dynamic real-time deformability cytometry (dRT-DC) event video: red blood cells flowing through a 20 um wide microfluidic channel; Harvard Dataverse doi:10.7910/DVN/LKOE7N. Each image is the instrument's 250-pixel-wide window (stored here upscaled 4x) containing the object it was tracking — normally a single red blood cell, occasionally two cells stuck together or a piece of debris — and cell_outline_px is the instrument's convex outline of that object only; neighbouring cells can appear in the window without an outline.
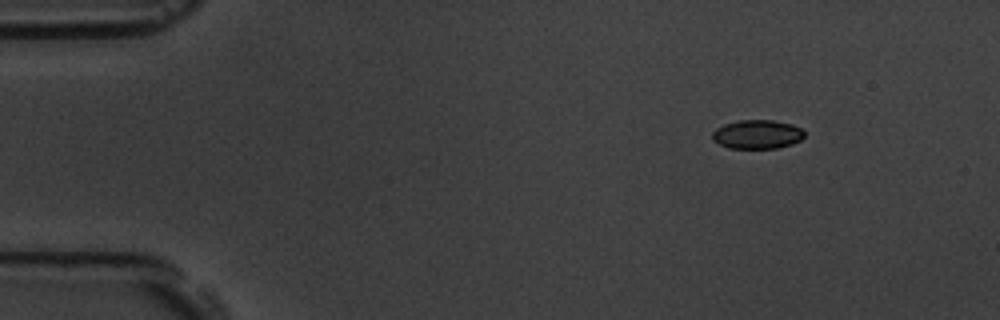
{"species": "common noctule bat (a hibernating species)", "species_latin": "Nyctalus noctula", "temperature_condition": "room temperature", "stored_images_in_passage": 6, "camera_frame_rate_fps": 3000, "um_per_image_px": 0.085, "animal": {"sex": "male", "body_mass_g": 19.5, "forearm_length_mm": 54.6}, "frame": {"image": 1, "passage_image": 1, "time_ms": 0.0, "image_size_px": [1000, 320], "cell_outline_px": [[804, 136], [800, 140], [792, 144], [776, 148], [728, 148], [712, 140], [712, 132], [716, 128], [724, 124], [740, 120], [772, 120], [792, 124], [800, 128], [804, 132]], "centroid_in_image_um": [64.35, 11.42], "position_along_channel_um": 20.7, "area_um2": 15.49}}
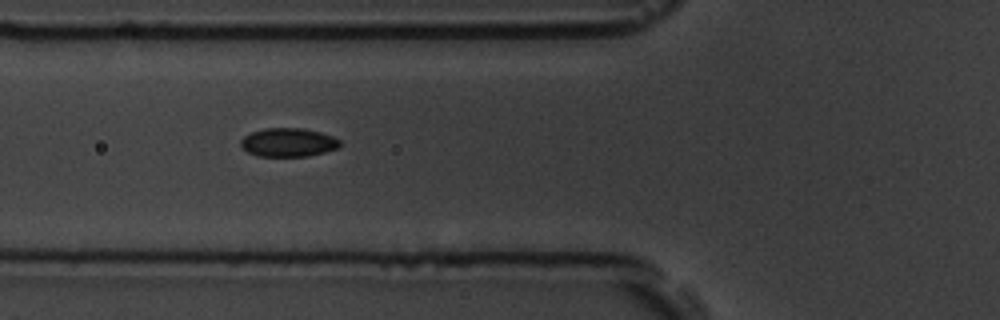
{"frame": {"image": 2, "passage_image": 5, "time_ms": 4.667, "image_size_px": [1000, 320], "cell_outline_px": [[340, 148], [308, 156], [256, 156], [248, 152], [240, 144], [240, 140], [244, 136], [252, 132], [264, 128], [304, 128], [320, 132], [332, 136], [340, 140]], "centroid_in_image_um": [24.51, 12.1], "position_along_channel_um": 101.3, "area_um2": 16.59}}
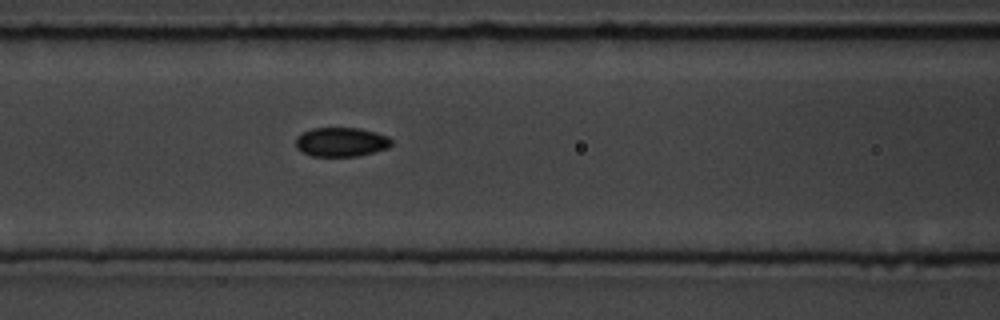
{"frame": {"image": 3, "passage_image": 6, "time_ms": 5.667, "image_size_px": [1000, 320], "cell_outline_px": [[392, 144], [388, 148], [360, 156], [312, 156], [296, 148], [296, 136], [312, 128], [360, 128], [376, 132], [388, 136], [392, 140]], "centroid_in_image_um": [29.02, 12.07], "position_along_channel_um": 137.6, "area_um2": 16.36}}